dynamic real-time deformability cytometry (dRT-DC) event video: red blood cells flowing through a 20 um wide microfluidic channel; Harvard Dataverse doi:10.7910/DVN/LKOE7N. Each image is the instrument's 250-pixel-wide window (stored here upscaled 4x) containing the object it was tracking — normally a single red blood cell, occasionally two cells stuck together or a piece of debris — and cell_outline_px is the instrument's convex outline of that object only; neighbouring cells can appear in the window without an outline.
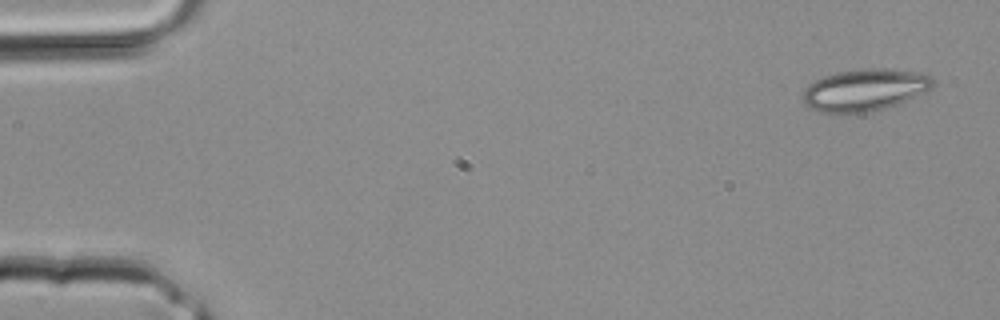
{"species": "common noctule bat (a hibernating species)", "species_latin": "Nyctalus noctula", "temperature_condition": "room temperature", "stored_images_in_passage": 3, "camera_frame_rate_fps": 3000, "um_per_image_px": 0.085, "animal": {"sex": "male", "body_mass_g": 20.4}, "frame": {"image": 1, "passage_image": 1, "time_ms": 0.0, "image_size_px": [1000, 320], "cell_outline_px": [[936, 84], [932, 88], [924, 92], [896, 104], [884, 108], [868, 112], [844, 116], [816, 112], [804, 104], [800, 96], [804, 88], [808, 84], [824, 76], [836, 72], [872, 68], [884, 68], [920, 72], [932, 76], [936, 80]], "centroid_in_image_um": [73.45, 7.68], "position_along_channel_um": 11.6, "area_um2": 32.71}}